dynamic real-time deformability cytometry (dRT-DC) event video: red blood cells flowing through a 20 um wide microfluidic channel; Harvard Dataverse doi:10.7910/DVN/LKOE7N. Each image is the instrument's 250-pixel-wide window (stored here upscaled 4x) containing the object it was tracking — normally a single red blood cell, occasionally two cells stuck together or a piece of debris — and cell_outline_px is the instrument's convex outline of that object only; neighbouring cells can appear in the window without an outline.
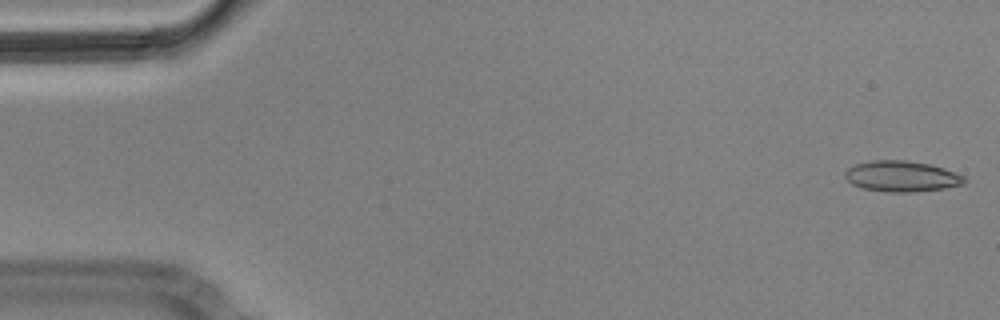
{"species": "Egyptian fruit bat (a non-hibernating species)", "species_latin": "Rousettus aegyptiacus", "temperature_condition": "cold", "stored_images_in_passage": 5, "camera_frame_rate_fps": 3000, "um_per_image_px": 0.085, "animal": {"sex": "male"}, "frame": {"image": 1, "passage_image": 1, "time_ms": 0.0, "image_size_px": [1000, 320], "cell_outline_px": [[968, 180], [964, 184], [944, 188], [916, 192], [888, 192], [864, 188], [852, 184], [844, 176], [844, 172], [848, 168], [856, 164], [872, 160], [904, 160], [928, 164], [944, 168], [964, 176]], "centroid_in_image_um": [76.65, 14.99], "position_along_channel_um": 8.3, "area_um2": 21.39}}
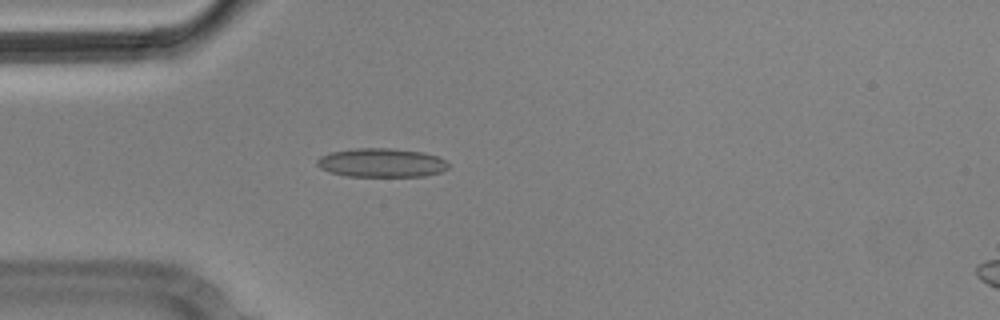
{"frame": {"image": 2, "passage_image": 4, "time_ms": 1.0, "image_size_px": [1000, 320], "cell_outline_px": [[452, 164], [448, 168], [440, 172], [424, 176], [348, 176], [332, 172], [320, 168], [316, 164], [316, 160], [320, 156], [332, 152], [356, 148], [388, 148], [424, 152], [436, 156]], "centroid_in_image_um": [32.45, 13.83], "position_along_channel_um": 52.6, "area_um2": 22.02}}